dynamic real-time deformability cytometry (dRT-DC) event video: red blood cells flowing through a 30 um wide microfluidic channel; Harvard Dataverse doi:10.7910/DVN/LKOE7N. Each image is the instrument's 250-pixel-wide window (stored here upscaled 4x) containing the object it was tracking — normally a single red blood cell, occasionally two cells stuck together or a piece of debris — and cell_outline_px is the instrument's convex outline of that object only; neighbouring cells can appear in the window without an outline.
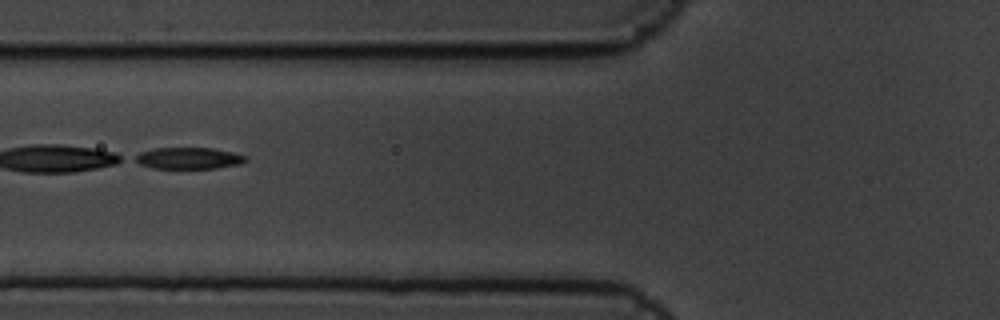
{"species": "common noctule bat (a hibernating species)", "species_latin": "Nyctalus noctula", "temperature_condition": "cold", "stored_images_in_passage": 7, "camera_frame_rate_fps": 3000, "um_per_image_px": 0.085, "animal": {"sex": "male", "body_mass_g": 19.5, "forearm_length_mm": 54.6}, "frame": {"image": 1, "passage_image": 2, "time_ms": 0.333, "image_size_px": [1000, 320], "cell_outline_px": [[248, 160], [240, 164], [216, 168], [152, 168], [140, 164], [132, 160], [132, 156], [140, 152], [152, 148], [212, 148], [232, 152], [248, 156]], "centroid_in_image_um": [16.0, 13.44], "position_along_channel_um": 109.8, "area_um2": 14.05}}